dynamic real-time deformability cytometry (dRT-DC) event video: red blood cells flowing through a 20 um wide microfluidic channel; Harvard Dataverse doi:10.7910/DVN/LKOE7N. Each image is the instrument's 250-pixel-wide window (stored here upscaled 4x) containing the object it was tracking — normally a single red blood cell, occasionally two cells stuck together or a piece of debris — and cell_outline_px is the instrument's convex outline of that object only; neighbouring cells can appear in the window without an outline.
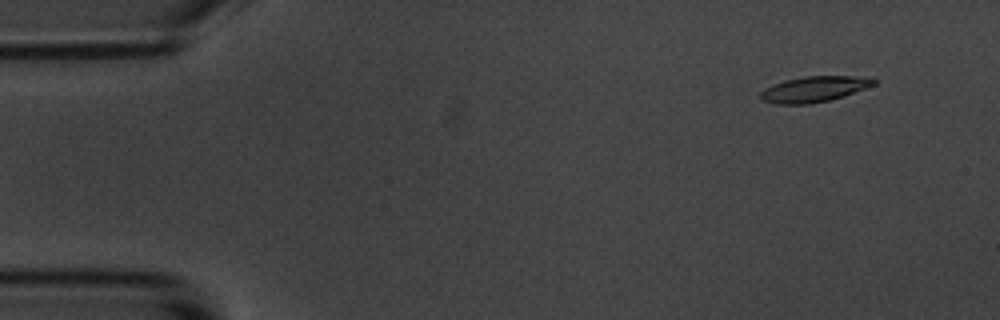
{"species": "common noctule bat (a hibernating species)", "species_latin": "Nyctalus noctula", "temperature_condition": "room temperature", "stored_images_in_passage": 10, "camera_frame_rate_fps": 3000, "um_per_image_px": 0.085, "animal": {"sex": "male", "body_mass_g": 20.1, "forearm_length_mm": 53.5}, "frame": {"image": 1, "passage_image": 1, "time_ms": 0.0, "image_size_px": [1000, 320], "cell_outline_px": [[880, 80], [876, 84], [844, 96], [828, 100], [808, 104], [776, 104], [760, 100], [760, 92], [764, 88], [772, 84], [784, 80], [804, 76], [852, 76]], "centroid_in_image_um": [69.15, 7.58], "position_along_channel_um": 15.8, "area_um2": 16.99}}
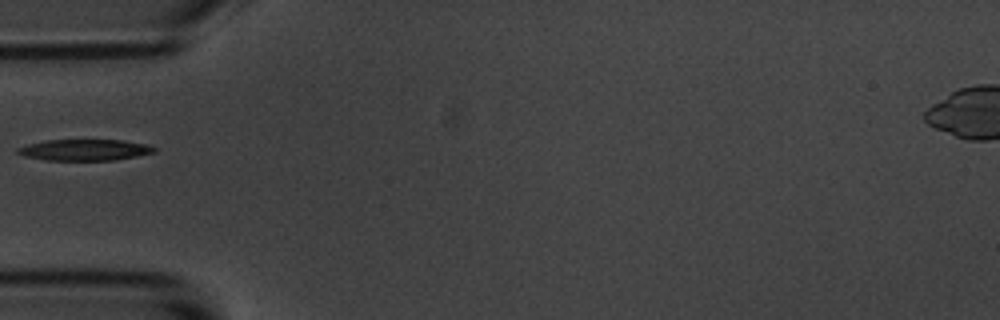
{"frame": {"image": 2, "passage_image": 5, "time_ms": 4.667, "image_size_px": [1000, 320], "cell_outline_px": [[156, 152], [136, 156], [112, 160], [48, 160], [24, 156], [16, 152], [16, 148], [28, 144], [44, 140], [124, 140], [148, 144], [156, 148]], "centroid_in_image_um": [7.2, 12.73], "position_along_channel_um": 77.8, "area_um2": 16.88}}
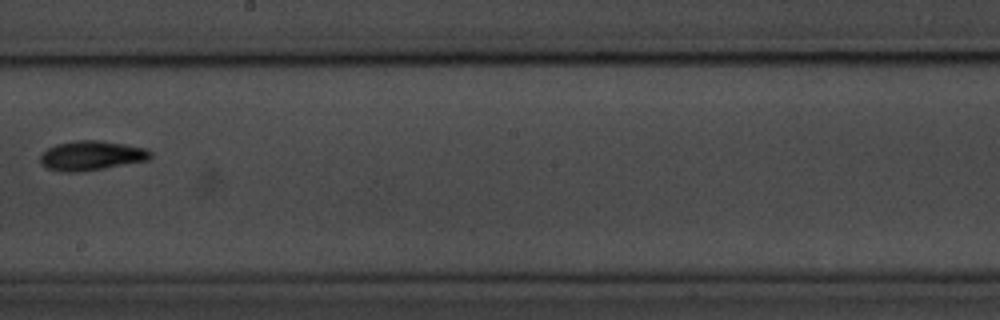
{"frame": {"image": 3, "passage_image": 9, "time_ms": 9.333, "image_size_px": [1000, 320], "cell_outline_px": [[152, 156], [148, 160], [104, 168], [76, 172], [60, 172], [48, 168], [40, 164], [40, 156], [48, 148], [56, 144], [72, 140], [100, 140], [148, 148], [152, 152]], "centroid_in_image_um": [7.77, 13.22], "position_along_channel_um": 240.4, "area_um2": 19.07}}